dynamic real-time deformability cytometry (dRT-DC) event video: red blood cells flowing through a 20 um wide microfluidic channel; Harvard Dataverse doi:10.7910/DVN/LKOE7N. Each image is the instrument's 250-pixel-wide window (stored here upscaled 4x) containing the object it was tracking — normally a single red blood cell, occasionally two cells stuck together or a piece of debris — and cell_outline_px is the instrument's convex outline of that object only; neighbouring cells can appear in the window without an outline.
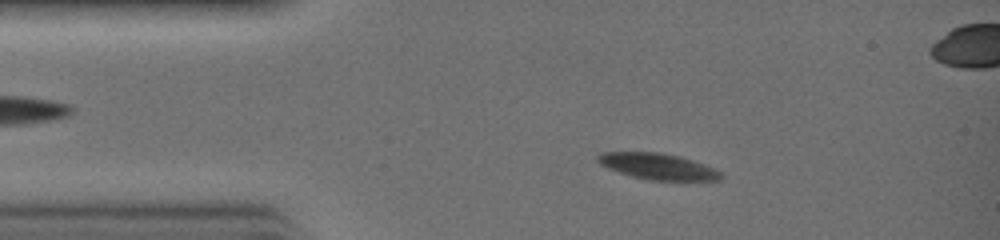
{"species": "common noctule bat (a hibernating species)", "species_latin": "Nyctalus noctula", "temperature_condition": "warm", "stored_images_in_passage": 32, "camera_frame_rate_fps": 3000, "um_per_image_px": 0.085, "animal": {"sex": "female", "body_mass_g": 19.0, "forearm_length_mm": 51.5}, "frame": {"image": 1, "passage_image": 6, "time_ms": 1.667, "image_size_px": [1000, 240], "cell_outline_px": [[724, 176], [720, 180], [648, 180], [632, 176], [608, 168], [600, 164], [596, 160], [596, 156], [600, 152], [660, 152], [680, 156], [704, 164], [720, 172]], "centroid_in_image_um": [55.89, 14.13], "position_along_channel_um": 29.1, "area_um2": 18.67}}
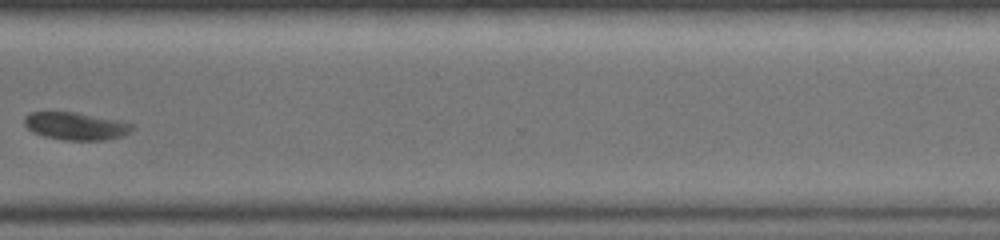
{"frame": {"image": 2, "passage_image": 25, "time_ms": 8.0, "image_size_px": [1000, 240], "cell_outline_px": [[136, 128], [124, 136], [104, 140], [64, 140], [44, 136], [28, 128], [24, 124], [24, 116], [28, 112], [76, 112], [124, 120], [136, 124]], "centroid_in_image_um": [6.54, 10.7], "position_along_channel_um": 364.1, "area_um2": 17.74}}
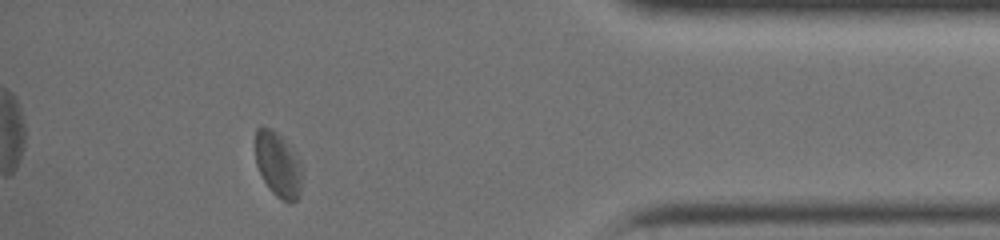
{"frame": {"image": 3, "passage_image": 29, "time_ms": 9.333, "image_size_px": [1000, 240], "cell_outline_px": [[304, 168], [300, 192], [296, 200], [292, 204], [288, 204], [280, 200], [272, 192], [264, 180], [256, 164], [256, 128], [272, 128], [284, 136], [300, 160]], "centroid_in_image_um": [23.69, 14.01], "position_along_channel_um": 411.5, "area_um2": 18.21}}